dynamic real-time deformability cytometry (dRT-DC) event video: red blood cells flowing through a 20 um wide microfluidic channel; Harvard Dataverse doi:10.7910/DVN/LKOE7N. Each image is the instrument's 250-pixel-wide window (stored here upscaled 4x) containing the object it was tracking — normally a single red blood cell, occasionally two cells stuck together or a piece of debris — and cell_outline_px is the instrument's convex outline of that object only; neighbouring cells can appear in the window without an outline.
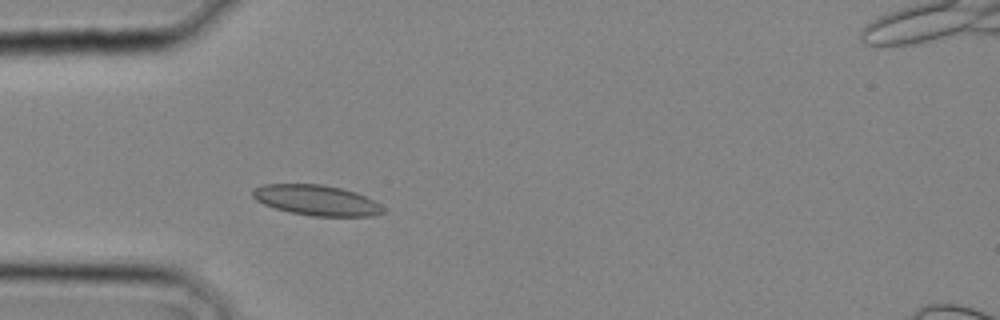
{"species": "common noctule bat (a hibernating species)", "species_latin": "Nyctalus noctula", "temperature_condition": "cold", "stored_images_in_passage": 11, "camera_frame_rate_fps": 3000, "um_per_image_px": 0.085, "animal": {"sex": "male", "body_mass_g": 20.4}, "frame": {"image": 1, "passage_image": 7, "time_ms": 2.0, "image_size_px": [1000, 320], "cell_outline_px": [[384, 212], [372, 216], [312, 216], [288, 212], [264, 204], [256, 200], [252, 196], [252, 188], [264, 184], [320, 184], [340, 188], [356, 192], [380, 204], [384, 208]], "centroid_in_image_um": [26.87, 17.02], "position_along_channel_um": 58.1, "area_um2": 23.06}}
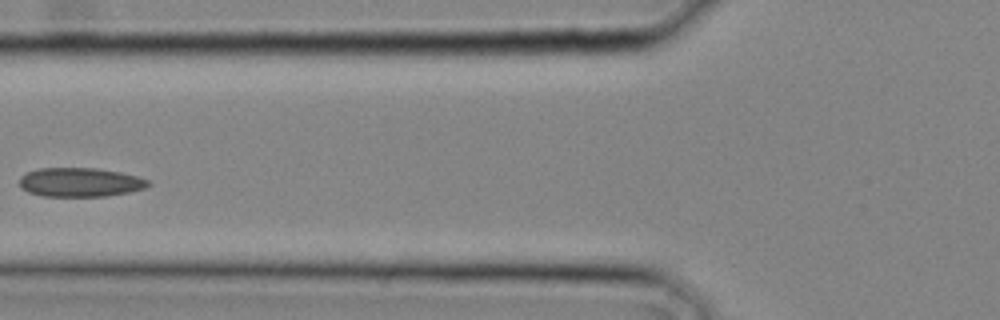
{"frame": {"image": 2, "passage_image": 10, "time_ms": 3.0, "image_size_px": [1000, 320], "cell_outline_px": [[152, 184], [144, 188], [128, 192], [108, 196], [40, 196], [28, 192], [20, 184], [20, 176], [28, 172], [40, 168], [96, 168], [120, 172], [136, 176], [148, 180]], "centroid_in_image_um": [6.82, 15.49], "position_along_channel_um": 119.0, "area_um2": 21.68}}